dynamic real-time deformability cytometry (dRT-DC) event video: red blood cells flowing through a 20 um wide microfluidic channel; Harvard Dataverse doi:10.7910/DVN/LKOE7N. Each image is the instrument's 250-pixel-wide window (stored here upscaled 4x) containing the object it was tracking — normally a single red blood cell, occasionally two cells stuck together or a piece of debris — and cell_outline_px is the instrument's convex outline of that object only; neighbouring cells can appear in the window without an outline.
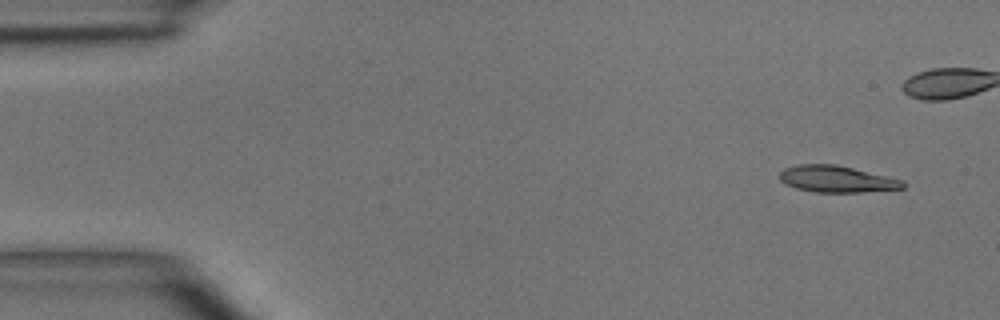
{"species": "common noctule bat (a hibernating species)", "species_latin": "Nyctalus noctula", "temperature_condition": "room temperature", "stored_images_in_passage": 5, "camera_frame_rate_fps": 3000, "um_per_image_px": 0.085, "animal": {"sex": "male", "body_mass_g": 15.6}, "frame": {"image": 1, "passage_image": 1, "time_ms": 0.0, "image_size_px": [1000, 320], "cell_outline_px": [[908, 184], [904, 188], [864, 192], [816, 192], [796, 188], [780, 180], [780, 172], [784, 168], [796, 164], [836, 164], [904, 180]], "centroid_in_image_um": [71.16, 15.21], "position_along_channel_um": 13.8, "area_um2": 19.13}}
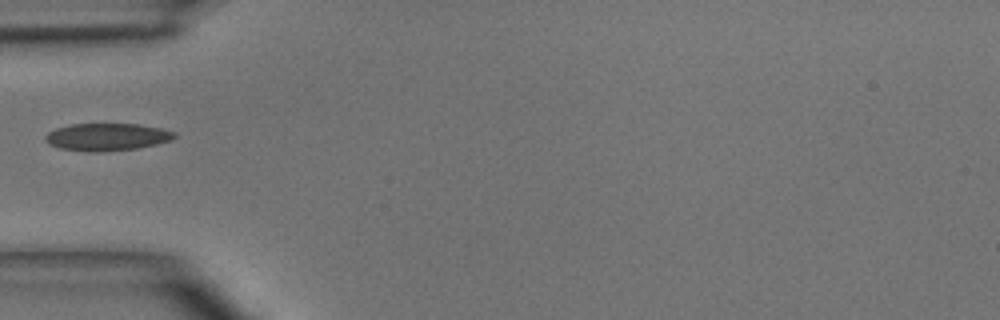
{"frame": {"image": 2, "passage_image": 5, "time_ms": 5.333, "image_size_px": [1000, 320], "cell_outline_px": [[176, 136], [168, 140], [156, 144], [136, 148], [100, 152], [88, 152], [60, 148], [48, 144], [44, 140], [44, 136], [48, 132], [56, 128], [72, 124], [136, 124], [160, 128], [176, 132]], "centroid_in_image_um": [9.03, 11.64], "position_along_channel_um": 76.0, "area_um2": 20.52}}